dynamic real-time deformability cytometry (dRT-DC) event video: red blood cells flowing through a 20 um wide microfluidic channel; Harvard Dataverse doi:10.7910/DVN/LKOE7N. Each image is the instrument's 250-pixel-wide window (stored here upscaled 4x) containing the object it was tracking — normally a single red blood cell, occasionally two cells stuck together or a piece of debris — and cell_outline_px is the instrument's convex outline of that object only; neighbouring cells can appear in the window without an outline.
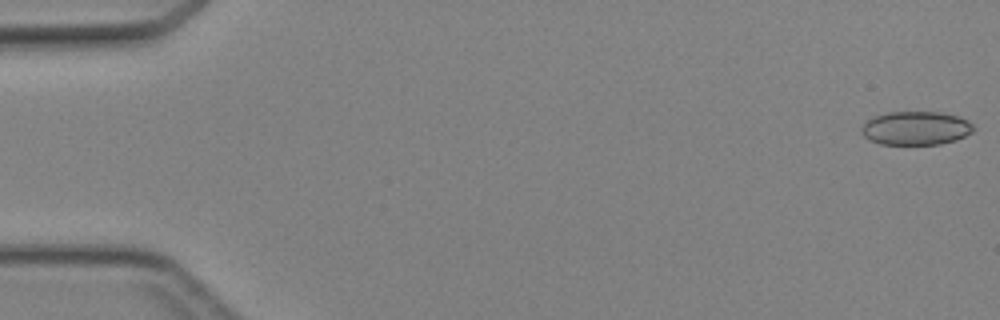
{"species": "Egyptian fruit bat (a non-hibernating species)", "species_latin": "Rousettus aegyptiacus", "temperature_condition": "cold", "stored_images_in_passage": 15, "camera_frame_rate_fps": 3000, "um_per_image_px": 0.085, "animal": {"sex": "female"}, "frame": {"image": 1, "passage_image": 1, "time_ms": 0.0, "image_size_px": [1000, 320], "cell_outline_px": [[976, 128], [972, 132], [956, 140], [940, 144], [880, 144], [864, 136], [860, 132], [864, 124], [868, 120], [876, 116], [888, 112], [936, 112], [956, 116], [968, 120]], "centroid_in_image_um": [77.87, 10.9], "position_along_channel_um": 7.1, "area_um2": 21.73}}
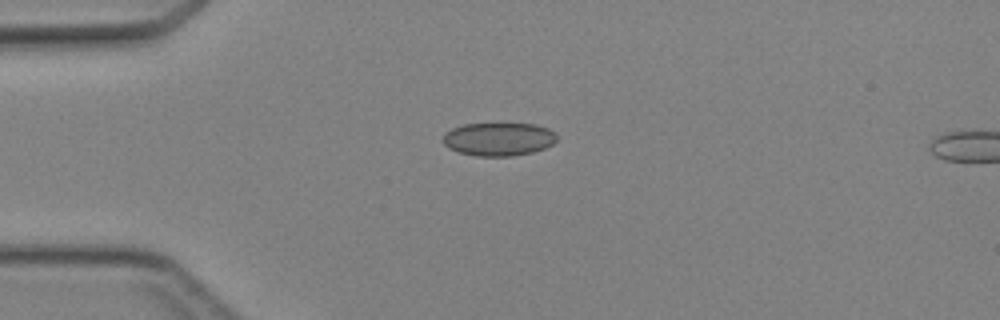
{"frame": {"image": 2, "passage_image": 12, "time_ms": 3.667, "image_size_px": [1000, 320], "cell_outline_px": [[556, 140], [552, 144], [544, 148], [532, 152], [512, 156], [476, 156], [460, 152], [448, 148], [444, 144], [444, 132], [452, 128], [464, 124], [532, 124], [548, 128], [556, 136]], "centroid_in_image_um": [42.35, 11.83], "position_along_channel_um": 42.6, "area_um2": 21.85}}